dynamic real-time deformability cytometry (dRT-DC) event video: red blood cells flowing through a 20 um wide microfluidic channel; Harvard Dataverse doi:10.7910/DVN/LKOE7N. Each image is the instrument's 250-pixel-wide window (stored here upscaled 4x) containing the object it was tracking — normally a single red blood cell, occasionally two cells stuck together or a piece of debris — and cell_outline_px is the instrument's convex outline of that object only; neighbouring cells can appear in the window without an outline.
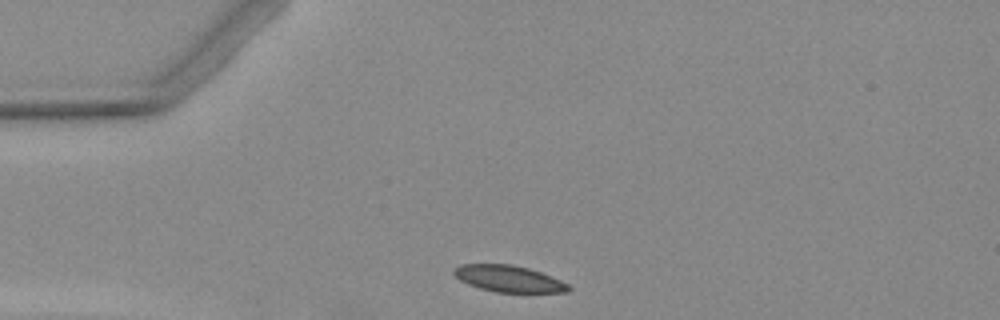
{"species": "Egyptian fruit bat (a non-hibernating species)", "species_latin": "Rousettus aegyptiacus", "temperature_condition": "warm", "stored_images_in_passage": 2, "camera_frame_rate_fps": 3000, "um_per_image_px": 0.085, "animal": {"sex": "female"}, "frame": {"image": 1, "passage_image": 1, "time_ms": 0.0, "image_size_px": [1000, 320], "cell_outline_px": [[572, 288], [568, 292], [496, 292], [480, 288], [468, 284], [460, 280], [452, 272], [452, 268], [460, 264], [512, 264], [528, 268], [540, 272], [560, 280], [568, 284]], "centroid_in_image_um": [43.21, 23.68], "position_along_channel_um": 41.8, "area_um2": 17.69}}